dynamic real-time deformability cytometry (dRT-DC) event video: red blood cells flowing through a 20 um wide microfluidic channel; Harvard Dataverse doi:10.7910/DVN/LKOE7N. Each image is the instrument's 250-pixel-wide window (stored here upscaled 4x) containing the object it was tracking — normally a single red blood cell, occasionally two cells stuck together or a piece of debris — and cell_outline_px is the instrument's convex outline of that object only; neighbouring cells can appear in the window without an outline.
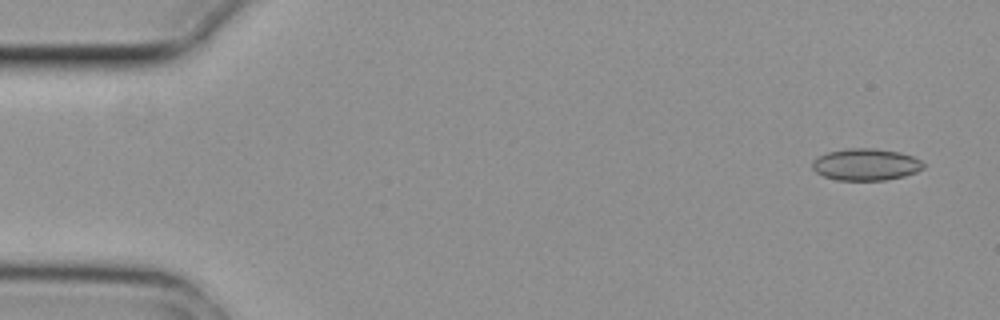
{"species": "common noctule bat (a hibernating species)", "species_latin": "Nyctalus noctula", "temperature_condition": "cold", "stored_images_in_passage": 7, "camera_frame_rate_fps": 3000, "um_per_image_px": 0.085, "animal": {"sex": "female", "body_mass_g": 29.2, "forearm_length_mm": 56.3}, "frame": {"image": 1, "passage_image": 1, "time_ms": 0.0, "image_size_px": [1000, 320], "cell_outline_px": [[924, 168], [916, 172], [904, 176], [884, 180], [836, 180], [824, 176], [816, 172], [812, 168], [812, 160], [816, 156], [828, 152], [844, 148], [876, 148], [900, 152], [912, 156], [920, 160], [924, 164]], "centroid_in_image_um": [73.57, 13.97], "position_along_channel_um": 11.4, "area_um2": 20.81}}
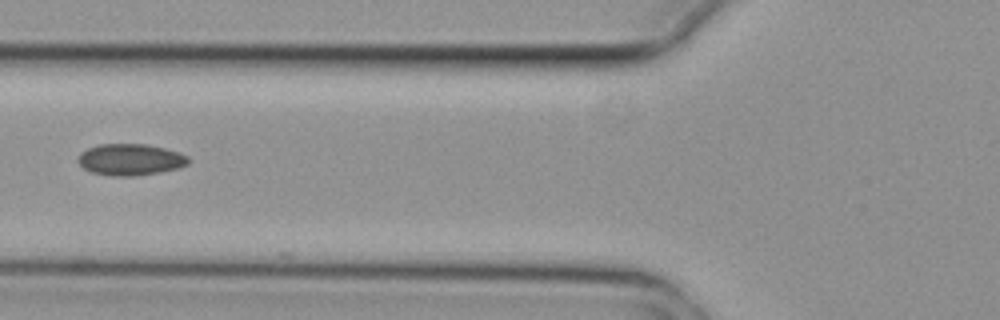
{"frame": {"image": 2, "passage_image": 6, "time_ms": 1.667, "image_size_px": [1000, 320], "cell_outline_px": [[188, 164], [180, 168], [160, 172], [136, 176], [108, 176], [92, 172], [84, 168], [76, 160], [80, 152], [88, 148], [100, 144], [148, 144], [180, 152], [188, 156]], "centroid_in_image_um": [11.08, 13.57], "position_along_channel_um": 114.7, "area_um2": 20.46}}
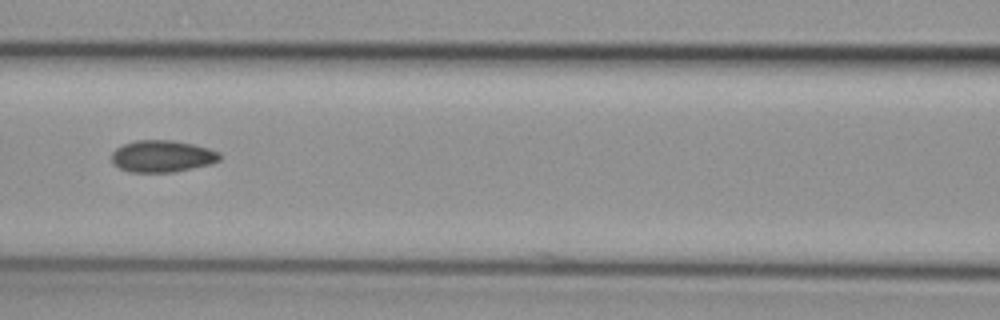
{"frame": {"image": 3, "passage_image": 7, "time_ms": 2.0, "image_size_px": [1000, 320], "cell_outline_px": [[220, 160], [212, 164], [172, 172], [128, 172], [112, 164], [112, 152], [116, 148], [124, 144], [136, 140], [172, 140], [192, 144], [208, 148], [220, 152]], "centroid_in_image_um": [13.78, 13.28], "position_along_channel_um": 152.8, "area_um2": 20.11}}